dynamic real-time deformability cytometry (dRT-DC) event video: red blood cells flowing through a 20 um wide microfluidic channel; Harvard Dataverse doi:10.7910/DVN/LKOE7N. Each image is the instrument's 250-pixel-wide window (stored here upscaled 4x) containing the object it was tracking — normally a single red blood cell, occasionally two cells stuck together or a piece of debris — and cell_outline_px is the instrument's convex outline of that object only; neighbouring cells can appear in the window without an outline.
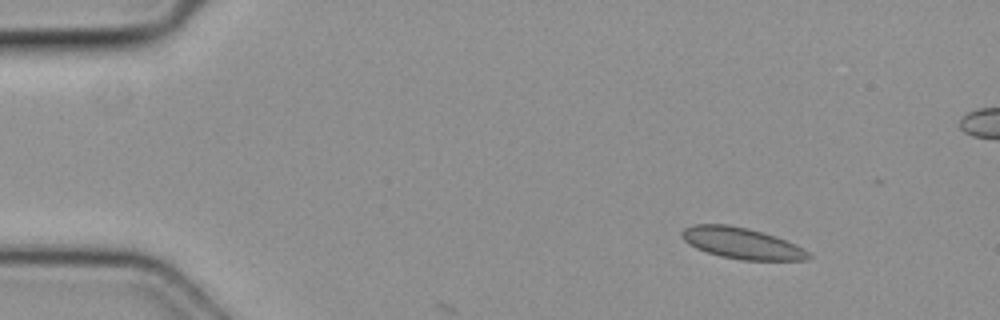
{"species": "common noctule bat (a hibernating species)", "species_latin": "Nyctalus noctula", "temperature_condition": "cold", "stored_images_in_passage": 3, "camera_frame_rate_fps": 3000, "um_per_image_px": 0.085, "animal": {"sex": "female", "body_mass_g": 19.3, "forearm_length_mm": 54.1}, "frame": {"image": 1, "passage_image": 1, "time_ms": 0.0, "image_size_px": [1000, 320], "cell_outline_px": [[812, 256], [808, 260], [740, 260], [720, 256], [696, 248], [688, 244], [680, 236], [680, 232], [684, 228], [692, 224], [728, 224], [748, 228], [764, 232], [776, 236], [796, 244], [804, 248]], "centroid_in_image_um": [63.04, 20.67], "position_along_channel_um": 22.0, "area_um2": 23.29}}